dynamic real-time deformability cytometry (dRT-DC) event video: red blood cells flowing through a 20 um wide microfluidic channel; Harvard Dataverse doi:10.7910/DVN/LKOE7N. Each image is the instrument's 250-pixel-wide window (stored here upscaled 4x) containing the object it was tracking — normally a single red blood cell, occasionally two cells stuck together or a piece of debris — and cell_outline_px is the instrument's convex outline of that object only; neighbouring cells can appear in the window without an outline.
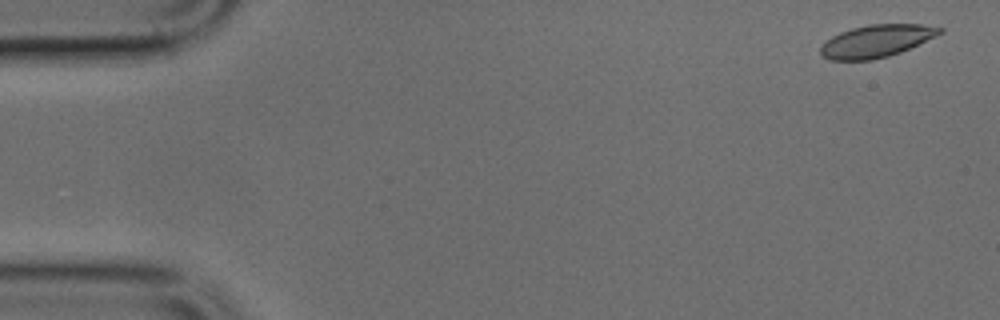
{"species": "common noctule bat (a hibernating species)", "species_latin": "Nyctalus noctula", "temperature_condition": "cold", "stored_images_in_passage": 6, "camera_frame_rate_fps": 3000, "um_per_image_px": 0.085, "animal": {"sex": "male", "body_mass_g": 17.9, "forearm_length_mm": 54.2}, "frame": {"image": 1, "passage_image": 1, "time_ms": 0.0, "image_size_px": [1000, 320], "cell_outline_px": [[944, 32], [936, 36], [900, 52], [888, 56], [872, 60], [832, 60], [824, 56], [820, 52], [820, 48], [832, 36], [840, 32], [852, 28], [868, 24], [920, 24], [944, 28]], "centroid_in_image_um": [74.52, 3.48], "position_along_channel_um": 10.5, "area_um2": 22.31}}
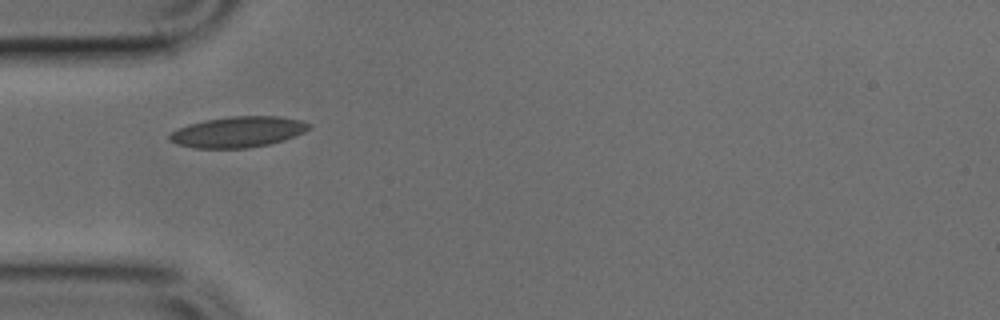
{"frame": {"image": 2, "passage_image": 4, "time_ms": 1.0, "image_size_px": [1000, 320], "cell_outline_px": [[312, 128], [304, 132], [284, 140], [268, 144], [248, 148], [196, 148], [176, 144], [168, 140], [168, 132], [176, 128], [188, 124], [204, 120], [232, 116], [280, 116], [300, 120], [312, 124]], "centroid_in_image_um": [20.2, 11.21], "position_along_channel_um": 64.8, "area_um2": 25.32}}
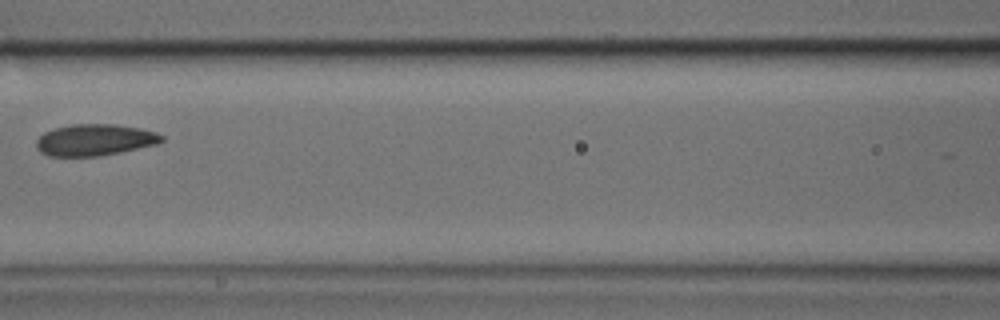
{"frame": {"image": 3, "passage_image": 6, "time_ms": 1.667, "image_size_px": [1000, 320], "cell_outline_px": [[164, 140], [160, 144], [100, 156], [48, 156], [40, 152], [36, 148], [36, 140], [44, 132], [56, 128], [72, 124], [112, 124], [140, 128], [156, 132], [164, 136]], "centroid_in_image_um": [8.08, 11.9], "position_along_channel_um": 158.5, "area_um2": 23.18}}